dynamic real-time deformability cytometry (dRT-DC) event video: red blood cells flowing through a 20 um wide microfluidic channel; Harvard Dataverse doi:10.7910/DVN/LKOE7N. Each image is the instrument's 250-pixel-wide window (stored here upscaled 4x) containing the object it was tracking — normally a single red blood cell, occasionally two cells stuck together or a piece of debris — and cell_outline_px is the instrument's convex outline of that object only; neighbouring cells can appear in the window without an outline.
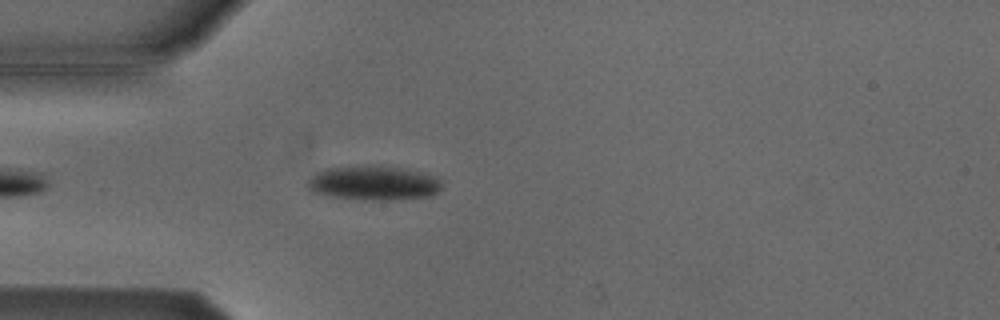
{"species": "Egyptian fruit bat (a non-hibernating species)", "species_latin": "Rousettus aegyptiacus", "temperature_condition": "cold", "stored_images_in_passage": 5, "camera_frame_rate_fps": 3000, "um_per_image_px": 0.085, "animal": {"sex": "male"}, "frame": {"image": 1, "passage_image": 5, "time_ms": 4.667, "image_size_px": [1000, 320], "cell_outline_px": [[440, 188], [432, 196], [388, 200], [364, 200], [332, 196], [312, 192], [308, 188], [308, 176], [324, 168], [372, 164], [376, 164], [400, 168], [440, 176]], "centroid_in_image_um": [31.73, 15.53], "position_along_channel_um": 53.3, "area_um2": 27.34}}